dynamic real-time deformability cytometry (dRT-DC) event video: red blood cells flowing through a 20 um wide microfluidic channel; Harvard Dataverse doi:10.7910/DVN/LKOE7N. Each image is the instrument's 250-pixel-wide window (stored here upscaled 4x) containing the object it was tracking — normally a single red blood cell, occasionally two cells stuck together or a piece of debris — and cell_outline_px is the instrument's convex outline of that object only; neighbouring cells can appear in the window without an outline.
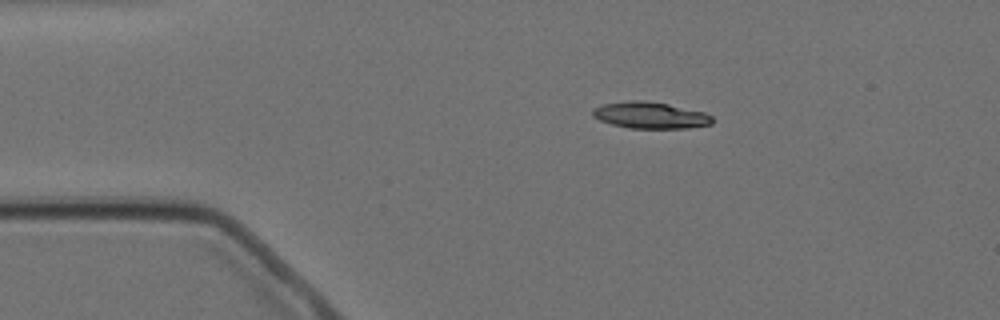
{"species": "Egyptian fruit bat (a non-hibernating species)", "species_latin": "Rousettus aegyptiacus", "temperature_condition": "cold", "stored_images_in_passage": 4, "camera_frame_rate_fps": 3000, "um_per_image_px": 0.085, "animal": {"sex": "female"}, "frame": {"image": 1, "passage_image": 2, "time_ms": 1.333, "image_size_px": [1000, 320], "cell_outline_px": [[712, 124], [688, 128], [628, 128], [612, 124], [600, 120], [592, 116], [592, 108], [604, 104], [628, 100], [644, 100], [668, 104], [704, 112], [712, 116]], "centroid_in_image_um": [55.25, 9.79], "position_along_channel_um": 29.7, "area_um2": 18.5}}